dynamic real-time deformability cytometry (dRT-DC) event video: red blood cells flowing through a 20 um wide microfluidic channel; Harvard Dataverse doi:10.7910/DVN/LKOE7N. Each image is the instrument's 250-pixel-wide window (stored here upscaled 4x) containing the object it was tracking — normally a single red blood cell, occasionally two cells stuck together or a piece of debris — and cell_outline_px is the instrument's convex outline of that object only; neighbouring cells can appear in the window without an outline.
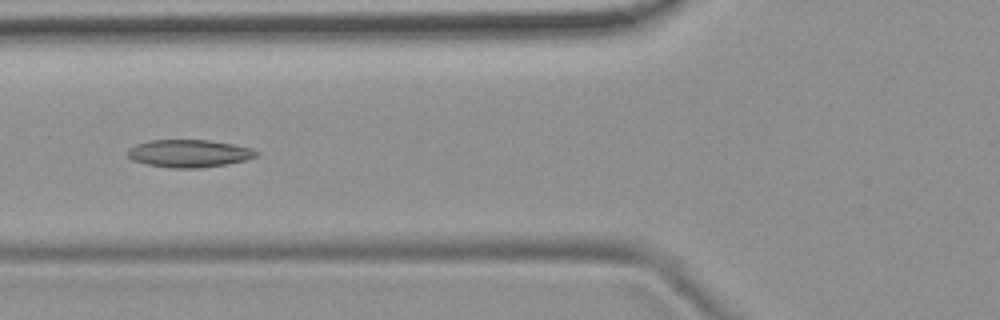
{"species": "common noctule bat (a hibernating species)", "species_latin": "Nyctalus noctula", "temperature_condition": "room temperature", "stored_images_in_passage": 7, "camera_frame_rate_fps": 3000, "um_per_image_px": 0.085, "animal": {"sex": "female", "body_mass_g": 19.9}, "frame": {"image": 1, "passage_image": 4, "time_ms": 4.667, "image_size_px": [1000, 320], "cell_outline_px": [[260, 152], [256, 156], [244, 160], [228, 164], [204, 168], [172, 168], [148, 164], [132, 160], [128, 156], [128, 148], [136, 144], [152, 140], [208, 140], [232, 144], [252, 148]], "centroid_in_image_um": [16.08, 13.04], "position_along_channel_um": 109.7, "area_um2": 20.69}}
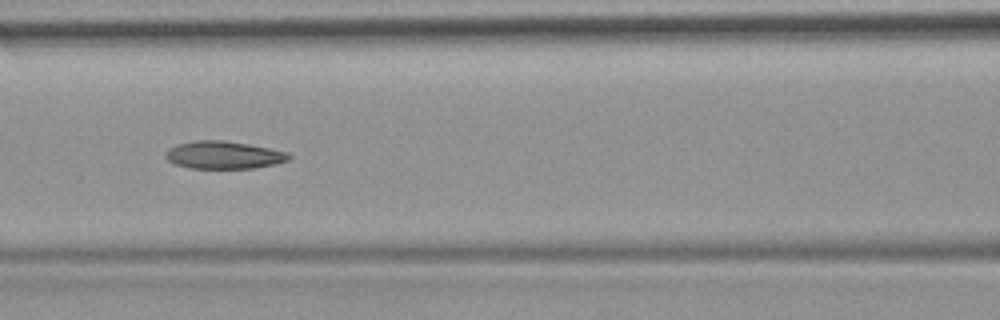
{"frame": {"image": 2, "passage_image": 5, "time_ms": 5.667, "image_size_px": [1000, 320], "cell_outline_px": [[292, 156], [288, 160], [276, 164], [256, 168], [188, 168], [176, 164], [168, 160], [164, 156], [168, 148], [176, 144], [196, 140], [224, 140], [248, 144], [288, 152]], "centroid_in_image_um": [19.01, 13.17], "position_along_channel_um": 147.6, "area_um2": 19.94}}